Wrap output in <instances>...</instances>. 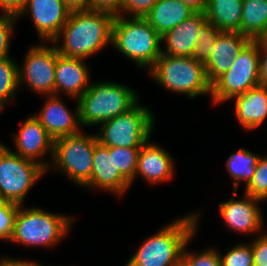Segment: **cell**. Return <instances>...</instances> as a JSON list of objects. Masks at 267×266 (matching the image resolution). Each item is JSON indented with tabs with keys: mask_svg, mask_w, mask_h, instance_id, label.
Returning <instances> with one entry per match:
<instances>
[{
	"mask_svg": "<svg viewBox=\"0 0 267 266\" xmlns=\"http://www.w3.org/2000/svg\"><path fill=\"white\" fill-rule=\"evenodd\" d=\"M259 85V40H251L211 84V100L220 104Z\"/></svg>",
	"mask_w": 267,
	"mask_h": 266,
	"instance_id": "cell-8",
	"label": "cell"
},
{
	"mask_svg": "<svg viewBox=\"0 0 267 266\" xmlns=\"http://www.w3.org/2000/svg\"><path fill=\"white\" fill-rule=\"evenodd\" d=\"M170 153L156 143L147 141L138 154L137 170L135 174L142 176L150 184L166 182L174 174V163Z\"/></svg>",
	"mask_w": 267,
	"mask_h": 266,
	"instance_id": "cell-19",
	"label": "cell"
},
{
	"mask_svg": "<svg viewBox=\"0 0 267 266\" xmlns=\"http://www.w3.org/2000/svg\"><path fill=\"white\" fill-rule=\"evenodd\" d=\"M85 59L57 55L55 66V95L59 92L79 99L90 87L89 69Z\"/></svg>",
	"mask_w": 267,
	"mask_h": 266,
	"instance_id": "cell-17",
	"label": "cell"
},
{
	"mask_svg": "<svg viewBox=\"0 0 267 266\" xmlns=\"http://www.w3.org/2000/svg\"><path fill=\"white\" fill-rule=\"evenodd\" d=\"M153 115L138 102L128 112L101 123L98 142L106 147L141 148L152 133Z\"/></svg>",
	"mask_w": 267,
	"mask_h": 266,
	"instance_id": "cell-7",
	"label": "cell"
},
{
	"mask_svg": "<svg viewBox=\"0 0 267 266\" xmlns=\"http://www.w3.org/2000/svg\"><path fill=\"white\" fill-rule=\"evenodd\" d=\"M46 170L0 143V199L22 205L26 194Z\"/></svg>",
	"mask_w": 267,
	"mask_h": 266,
	"instance_id": "cell-10",
	"label": "cell"
},
{
	"mask_svg": "<svg viewBox=\"0 0 267 266\" xmlns=\"http://www.w3.org/2000/svg\"><path fill=\"white\" fill-rule=\"evenodd\" d=\"M243 0H209L206 19L221 31L240 32Z\"/></svg>",
	"mask_w": 267,
	"mask_h": 266,
	"instance_id": "cell-23",
	"label": "cell"
},
{
	"mask_svg": "<svg viewBox=\"0 0 267 266\" xmlns=\"http://www.w3.org/2000/svg\"><path fill=\"white\" fill-rule=\"evenodd\" d=\"M204 11H196L182 23L175 26L161 36L166 43V50L162 54L178 57H191L198 39V31L206 21Z\"/></svg>",
	"mask_w": 267,
	"mask_h": 266,
	"instance_id": "cell-20",
	"label": "cell"
},
{
	"mask_svg": "<svg viewBox=\"0 0 267 266\" xmlns=\"http://www.w3.org/2000/svg\"><path fill=\"white\" fill-rule=\"evenodd\" d=\"M240 33L251 40L267 38V0H243Z\"/></svg>",
	"mask_w": 267,
	"mask_h": 266,
	"instance_id": "cell-24",
	"label": "cell"
},
{
	"mask_svg": "<svg viewBox=\"0 0 267 266\" xmlns=\"http://www.w3.org/2000/svg\"><path fill=\"white\" fill-rule=\"evenodd\" d=\"M258 238L251 242L254 266H267V233L259 234Z\"/></svg>",
	"mask_w": 267,
	"mask_h": 266,
	"instance_id": "cell-35",
	"label": "cell"
},
{
	"mask_svg": "<svg viewBox=\"0 0 267 266\" xmlns=\"http://www.w3.org/2000/svg\"><path fill=\"white\" fill-rule=\"evenodd\" d=\"M70 11L90 10V0H63Z\"/></svg>",
	"mask_w": 267,
	"mask_h": 266,
	"instance_id": "cell-39",
	"label": "cell"
},
{
	"mask_svg": "<svg viewBox=\"0 0 267 266\" xmlns=\"http://www.w3.org/2000/svg\"><path fill=\"white\" fill-rule=\"evenodd\" d=\"M73 220L36 207L23 209L19 205L10 242L30 247L56 245L69 233Z\"/></svg>",
	"mask_w": 267,
	"mask_h": 266,
	"instance_id": "cell-6",
	"label": "cell"
},
{
	"mask_svg": "<svg viewBox=\"0 0 267 266\" xmlns=\"http://www.w3.org/2000/svg\"><path fill=\"white\" fill-rule=\"evenodd\" d=\"M195 12L181 0H159L144 18L162 36Z\"/></svg>",
	"mask_w": 267,
	"mask_h": 266,
	"instance_id": "cell-22",
	"label": "cell"
},
{
	"mask_svg": "<svg viewBox=\"0 0 267 266\" xmlns=\"http://www.w3.org/2000/svg\"><path fill=\"white\" fill-rule=\"evenodd\" d=\"M70 12L63 0H26L16 17L29 13L42 43H52L60 34Z\"/></svg>",
	"mask_w": 267,
	"mask_h": 266,
	"instance_id": "cell-12",
	"label": "cell"
},
{
	"mask_svg": "<svg viewBox=\"0 0 267 266\" xmlns=\"http://www.w3.org/2000/svg\"><path fill=\"white\" fill-rule=\"evenodd\" d=\"M3 107H4V106L0 104V112H2Z\"/></svg>",
	"mask_w": 267,
	"mask_h": 266,
	"instance_id": "cell-42",
	"label": "cell"
},
{
	"mask_svg": "<svg viewBox=\"0 0 267 266\" xmlns=\"http://www.w3.org/2000/svg\"><path fill=\"white\" fill-rule=\"evenodd\" d=\"M221 30L206 20L198 31V39L191 57L205 63L215 50V43Z\"/></svg>",
	"mask_w": 267,
	"mask_h": 266,
	"instance_id": "cell-27",
	"label": "cell"
},
{
	"mask_svg": "<svg viewBox=\"0 0 267 266\" xmlns=\"http://www.w3.org/2000/svg\"><path fill=\"white\" fill-rule=\"evenodd\" d=\"M13 135L17 150L14 153L38 163L48 171L50 164L40 158L48 152L53 157L54 139L48 134L40 121L34 115L29 116L25 119L20 130Z\"/></svg>",
	"mask_w": 267,
	"mask_h": 266,
	"instance_id": "cell-13",
	"label": "cell"
},
{
	"mask_svg": "<svg viewBox=\"0 0 267 266\" xmlns=\"http://www.w3.org/2000/svg\"><path fill=\"white\" fill-rule=\"evenodd\" d=\"M131 183L115 169L114 153L109 152V147L95 144L93 167L90 181L84 187H96L111 191L116 195L125 194Z\"/></svg>",
	"mask_w": 267,
	"mask_h": 266,
	"instance_id": "cell-16",
	"label": "cell"
},
{
	"mask_svg": "<svg viewBox=\"0 0 267 266\" xmlns=\"http://www.w3.org/2000/svg\"><path fill=\"white\" fill-rule=\"evenodd\" d=\"M97 142L96 134L82 132L55 139L50 167L60 169L70 180L84 187L91 179Z\"/></svg>",
	"mask_w": 267,
	"mask_h": 266,
	"instance_id": "cell-9",
	"label": "cell"
},
{
	"mask_svg": "<svg viewBox=\"0 0 267 266\" xmlns=\"http://www.w3.org/2000/svg\"><path fill=\"white\" fill-rule=\"evenodd\" d=\"M191 239L192 237L186 242L183 248L181 257L182 266H220V257L217 250L208 248V250L206 249L199 254L187 252L186 246Z\"/></svg>",
	"mask_w": 267,
	"mask_h": 266,
	"instance_id": "cell-31",
	"label": "cell"
},
{
	"mask_svg": "<svg viewBox=\"0 0 267 266\" xmlns=\"http://www.w3.org/2000/svg\"><path fill=\"white\" fill-rule=\"evenodd\" d=\"M19 205L0 199V239L10 241Z\"/></svg>",
	"mask_w": 267,
	"mask_h": 266,
	"instance_id": "cell-32",
	"label": "cell"
},
{
	"mask_svg": "<svg viewBox=\"0 0 267 266\" xmlns=\"http://www.w3.org/2000/svg\"><path fill=\"white\" fill-rule=\"evenodd\" d=\"M18 63L12 58L0 59V104L5 103L14 97L19 87Z\"/></svg>",
	"mask_w": 267,
	"mask_h": 266,
	"instance_id": "cell-26",
	"label": "cell"
},
{
	"mask_svg": "<svg viewBox=\"0 0 267 266\" xmlns=\"http://www.w3.org/2000/svg\"><path fill=\"white\" fill-rule=\"evenodd\" d=\"M191 6L195 11H205L209 0H181Z\"/></svg>",
	"mask_w": 267,
	"mask_h": 266,
	"instance_id": "cell-41",
	"label": "cell"
},
{
	"mask_svg": "<svg viewBox=\"0 0 267 266\" xmlns=\"http://www.w3.org/2000/svg\"><path fill=\"white\" fill-rule=\"evenodd\" d=\"M114 16L106 12L81 10L71 11L58 37L52 43L58 53L72 58L86 59L111 42Z\"/></svg>",
	"mask_w": 267,
	"mask_h": 266,
	"instance_id": "cell-1",
	"label": "cell"
},
{
	"mask_svg": "<svg viewBox=\"0 0 267 266\" xmlns=\"http://www.w3.org/2000/svg\"><path fill=\"white\" fill-rule=\"evenodd\" d=\"M251 39L240 32L221 31L215 43V50L204 63L207 77L212 84L220 75L227 72L232 61Z\"/></svg>",
	"mask_w": 267,
	"mask_h": 266,
	"instance_id": "cell-18",
	"label": "cell"
},
{
	"mask_svg": "<svg viewBox=\"0 0 267 266\" xmlns=\"http://www.w3.org/2000/svg\"><path fill=\"white\" fill-rule=\"evenodd\" d=\"M18 18L14 14H3L0 16V59L10 57V38L12 37L13 26Z\"/></svg>",
	"mask_w": 267,
	"mask_h": 266,
	"instance_id": "cell-33",
	"label": "cell"
},
{
	"mask_svg": "<svg viewBox=\"0 0 267 266\" xmlns=\"http://www.w3.org/2000/svg\"><path fill=\"white\" fill-rule=\"evenodd\" d=\"M122 0H90V11L106 12L115 16L121 15Z\"/></svg>",
	"mask_w": 267,
	"mask_h": 266,
	"instance_id": "cell-36",
	"label": "cell"
},
{
	"mask_svg": "<svg viewBox=\"0 0 267 266\" xmlns=\"http://www.w3.org/2000/svg\"><path fill=\"white\" fill-rule=\"evenodd\" d=\"M259 81L267 86V38L259 40Z\"/></svg>",
	"mask_w": 267,
	"mask_h": 266,
	"instance_id": "cell-37",
	"label": "cell"
},
{
	"mask_svg": "<svg viewBox=\"0 0 267 266\" xmlns=\"http://www.w3.org/2000/svg\"><path fill=\"white\" fill-rule=\"evenodd\" d=\"M259 156L244 148L238 149L229 156L226 167L230 176L235 180L234 190H238L240 182L245 181L247 186L252 180Z\"/></svg>",
	"mask_w": 267,
	"mask_h": 266,
	"instance_id": "cell-25",
	"label": "cell"
},
{
	"mask_svg": "<svg viewBox=\"0 0 267 266\" xmlns=\"http://www.w3.org/2000/svg\"><path fill=\"white\" fill-rule=\"evenodd\" d=\"M25 3L26 0H0V9L3 14L17 15Z\"/></svg>",
	"mask_w": 267,
	"mask_h": 266,
	"instance_id": "cell-38",
	"label": "cell"
},
{
	"mask_svg": "<svg viewBox=\"0 0 267 266\" xmlns=\"http://www.w3.org/2000/svg\"><path fill=\"white\" fill-rule=\"evenodd\" d=\"M235 113L239 124L254 130L267 118V86L259 85L236 96Z\"/></svg>",
	"mask_w": 267,
	"mask_h": 266,
	"instance_id": "cell-21",
	"label": "cell"
},
{
	"mask_svg": "<svg viewBox=\"0 0 267 266\" xmlns=\"http://www.w3.org/2000/svg\"><path fill=\"white\" fill-rule=\"evenodd\" d=\"M151 78L174 93L187 94L190 99L198 95H211V83L205 65L192 57L161 54L149 68Z\"/></svg>",
	"mask_w": 267,
	"mask_h": 266,
	"instance_id": "cell-5",
	"label": "cell"
},
{
	"mask_svg": "<svg viewBox=\"0 0 267 266\" xmlns=\"http://www.w3.org/2000/svg\"><path fill=\"white\" fill-rule=\"evenodd\" d=\"M200 213L173 220L138 247L125 266H178L186 242L194 237Z\"/></svg>",
	"mask_w": 267,
	"mask_h": 266,
	"instance_id": "cell-2",
	"label": "cell"
},
{
	"mask_svg": "<svg viewBox=\"0 0 267 266\" xmlns=\"http://www.w3.org/2000/svg\"><path fill=\"white\" fill-rule=\"evenodd\" d=\"M161 36L143 17L115 16L111 45L140 68H150L162 54Z\"/></svg>",
	"mask_w": 267,
	"mask_h": 266,
	"instance_id": "cell-3",
	"label": "cell"
},
{
	"mask_svg": "<svg viewBox=\"0 0 267 266\" xmlns=\"http://www.w3.org/2000/svg\"><path fill=\"white\" fill-rule=\"evenodd\" d=\"M245 193L262 202L267 199V156L258 157L255 173L245 186Z\"/></svg>",
	"mask_w": 267,
	"mask_h": 266,
	"instance_id": "cell-29",
	"label": "cell"
},
{
	"mask_svg": "<svg viewBox=\"0 0 267 266\" xmlns=\"http://www.w3.org/2000/svg\"><path fill=\"white\" fill-rule=\"evenodd\" d=\"M0 266H44L39 263H34L26 260H19V259H14V258H2L0 259Z\"/></svg>",
	"mask_w": 267,
	"mask_h": 266,
	"instance_id": "cell-40",
	"label": "cell"
},
{
	"mask_svg": "<svg viewBox=\"0 0 267 266\" xmlns=\"http://www.w3.org/2000/svg\"><path fill=\"white\" fill-rule=\"evenodd\" d=\"M159 0H122L121 15L145 17ZM123 13V14H122Z\"/></svg>",
	"mask_w": 267,
	"mask_h": 266,
	"instance_id": "cell-34",
	"label": "cell"
},
{
	"mask_svg": "<svg viewBox=\"0 0 267 266\" xmlns=\"http://www.w3.org/2000/svg\"><path fill=\"white\" fill-rule=\"evenodd\" d=\"M46 98L47 101L42 110L34 116L48 134L55 140L80 133L79 104H77L76 113H73L66 108L58 95H48Z\"/></svg>",
	"mask_w": 267,
	"mask_h": 266,
	"instance_id": "cell-15",
	"label": "cell"
},
{
	"mask_svg": "<svg viewBox=\"0 0 267 266\" xmlns=\"http://www.w3.org/2000/svg\"><path fill=\"white\" fill-rule=\"evenodd\" d=\"M139 151L140 148L109 147V152L114 153L115 169L131 184L135 179Z\"/></svg>",
	"mask_w": 267,
	"mask_h": 266,
	"instance_id": "cell-28",
	"label": "cell"
},
{
	"mask_svg": "<svg viewBox=\"0 0 267 266\" xmlns=\"http://www.w3.org/2000/svg\"><path fill=\"white\" fill-rule=\"evenodd\" d=\"M23 67H18L19 87H27L40 95H55V66L58 50L56 45L43 44L28 50Z\"/></svg>",
	"mask_w": 267,
	"mask_h": 266,
	"instance_id": "cell-11",
	"label": "cell"
},
{
	"mask_svg": "<svg viewBox=\"0 0 267 266\" xmlns=\"http://www.w3.org/2000/svg\"><path fill=\"white\" fill-rule=\"evenodd\" d=\"M220 257V266H254L251 244H238Z\"/></svg>",
	"mask_w": 267,
	"mask_h": 266,
	"instance_id": "cell-30",
	"label": "cell"
},
{
	"mask_svg": "<svg viewBox=\"0 0 267 266\" xmlns=\"http://www.w3.org/2000/svg\"><path fill=\"white\" fill-rule=\"evenodd\" d=\"M236 190L227 202L220 203L219 213L224 223L234 231L245 234H253L262 228V214L259 208L261 200L244 194V198L235 200Z\"/></svg>",
	"mask_w": 267,
	"mask_h": 266,
	"instance_id": "cell-14",
	"label": "cell"
},
{
	"mask_svg": "<svg viewBox=\"0 0 267 266\" xmlns=\"http://www.w3.org/2000/svg\"><path fill=\"white\" fill-rule=\"evenodd\" d=\"M132 88L109 81L90 84L78 99L81 126H93L128 112L138 103Z\"/></svg>",
	"mask_w": 267,
	"mask_h": 266,
	"instance_id": "cell-4",
	"label": "cell"
}]
</instances>
